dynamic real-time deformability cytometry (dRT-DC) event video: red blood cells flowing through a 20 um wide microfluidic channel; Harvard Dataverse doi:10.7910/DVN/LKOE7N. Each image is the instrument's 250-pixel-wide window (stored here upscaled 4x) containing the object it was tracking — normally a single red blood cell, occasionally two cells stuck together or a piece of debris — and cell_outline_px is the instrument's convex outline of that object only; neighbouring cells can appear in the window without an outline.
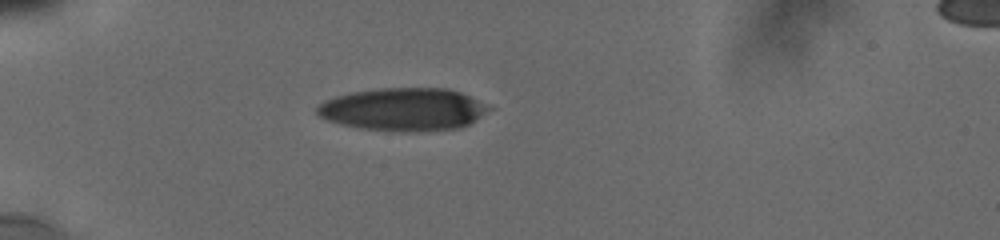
{"species": "human", "species_latin": "Homo sapiens", "temperature_condition": "cold", "stored_images_in_passage": 7, "camera_frame_rate_fps": 3000, "um_per_image_px": 0.085, "donor": {"sex": "male"}, "frame": {"image": 1, "passage_image": 1, "time_ms": 0.0, "image_size_px": [1000, 240], "cell_outline_px": [[496, 108], [476, 120], [460, 128], [416, 132], [400, 132], [360, 128], [340, 124], [328, 120], [320, 116], [316, 112], [316, 108], [324, 100], [336, 96], [352, 92], [380, 88], [448, 88], [460, 92], [488, 104]], "centroid_in_image_um": [34.34, 9.3], "position_along_channel_um": 50.7, "area_um2": 43.29}}
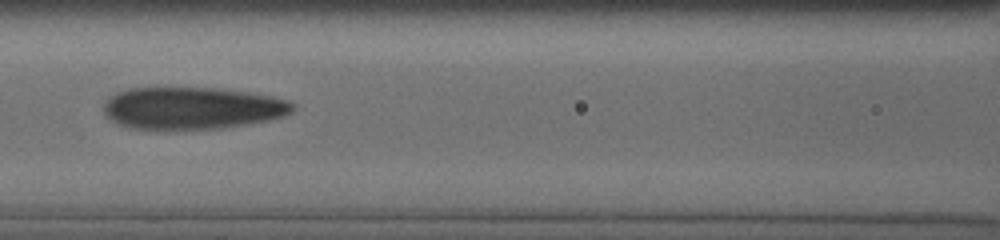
{"frame": {"image": 2, "passage_image": 5, "time_ms": 3.333, "image_size_px": [1000, 240], "cell_outline_px": [[292, 112], [284, 116], [268, 120], [248, 124], [220, 128], [168, 132], [132, 128], [120, 124], [112, 120], [104, 112], [104, 104], [108, 96], [116, 92], [128, 88], [216, 88], [244, 92], [268, 96], [284, 100], [292, 104]], "centroid_in_image_um": [16.24, 9.23], "position_along_channel_um": 150.4, "area_um2": 46.88}}
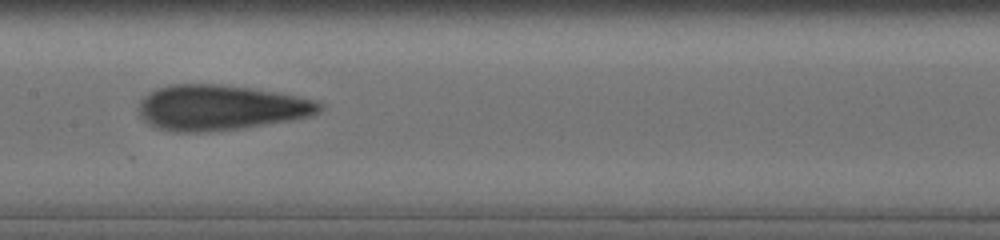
{"frame": {"image": 3, "passage_image": 6, "time_ms": 4.333, "image_size_px": [1000, 240], "cell_outline_px": [[324, 108], [320, 112], [308, 116], [288, 120], [240, 128], [200, 132], [172, 132], [156, 128], [148, 124], [140, 116], [140, 100], [148, 92], [156, 88], [172, 84], [216, 84], [252, 88], [296, 96], [316, 100], [324, 104]], "centroid_in_image_um": [18.7, 9.14], "position_along_channel_um": 188.7, "area_um2": 47.57}}